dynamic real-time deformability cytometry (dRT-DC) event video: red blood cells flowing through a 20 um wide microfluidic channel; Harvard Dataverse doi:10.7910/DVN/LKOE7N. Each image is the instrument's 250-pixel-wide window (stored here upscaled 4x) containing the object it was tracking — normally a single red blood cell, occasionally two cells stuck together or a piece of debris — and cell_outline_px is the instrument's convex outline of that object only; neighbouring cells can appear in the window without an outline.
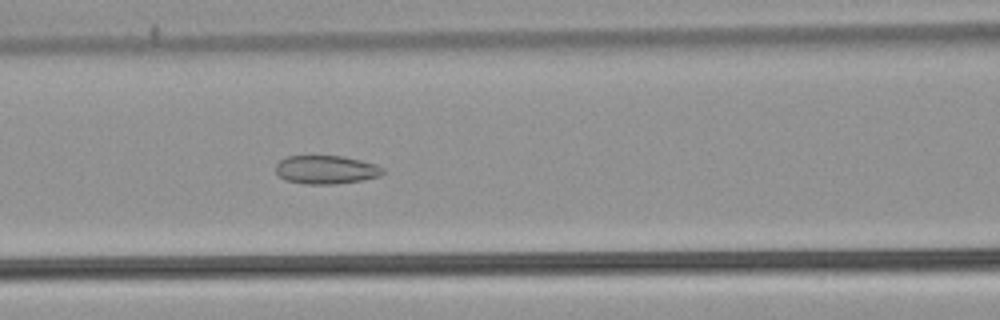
{"species": "common noctule bat (a hibernating species)", "species_latin": "Nyctalus noctula", "temperature_condition": "warm", "stored_images_in_passage": 45, "camera_frame_rate_fps": 3000, "um_per_image_px": 0.085, "animal": {"sex": "male", "body_mass_g": 21.5, "forearm_length_mm": 52.0}, "frame": {"image": 1, "passage_image": 15, "time_ms": 4.667, "image_size_px": [1000, 320], "cell_outline_px": [[384, 172], [380, 176], [364, 180], [336, 184], [304, 184], [284, 180], [276, 172], [276, 164], [280, 160], [288, 156], [344, 156], [376, 164], [384, 168]], "centroid_in_image_um": [27.73, 14.43], "position_along_channel_um": 138.9, "area_um2": 17.92}}
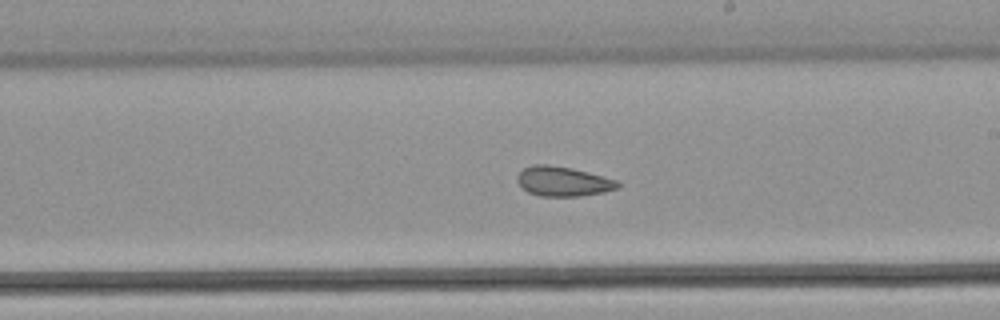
{"frame": {"image": 2, "passage_image": 23, "time_ms": 7.333, "image_size_px": [1000, 320], "cell_outline_px": [[620, 188], [604, 192], [580, 196], [540, 196], [528, 192], [516, 180], [516, 176], [524, 168], [536, 164], [548, 164], [572, 168], [616, 180], [620, 184]], "centroid_in_image_um": [47.86, 15.42], "position_along_channel_um": 241.1, "area_um2": 17.28}}
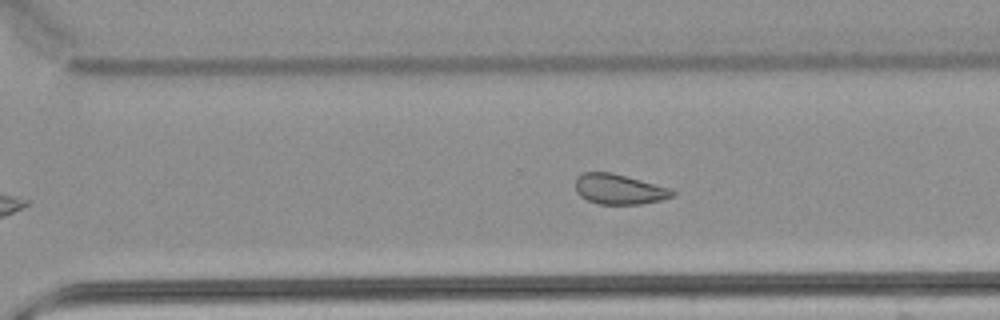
{"frame": {"image": 3, "passage_image": 29, "time_ms": 9.333, "image_size_px": [1000, 320], "cell_outline_px": [[676, 192], [672, 196], [660, 200], [640, 204], [600, 204], [588, 200], [580, 196], [576, 192], [576, 176], [584, 172], [612, 172], [672, 188]], "centroid_in_image_um": [52.62, 16.07], "position_along_channel_um": 318.0, "area_um2": 17.11}, "authors_computed_cell_mechanics": {"area_um2": 18.8428, "velocity_mm_per_s": 3.8389, "shape_relaxation_time_tau1_ms": null, "shape_relaxation_time_tau2_ms": 1.9511, "deformation_change_tau1": null, "deformation_change_tau2": 0.0829}}